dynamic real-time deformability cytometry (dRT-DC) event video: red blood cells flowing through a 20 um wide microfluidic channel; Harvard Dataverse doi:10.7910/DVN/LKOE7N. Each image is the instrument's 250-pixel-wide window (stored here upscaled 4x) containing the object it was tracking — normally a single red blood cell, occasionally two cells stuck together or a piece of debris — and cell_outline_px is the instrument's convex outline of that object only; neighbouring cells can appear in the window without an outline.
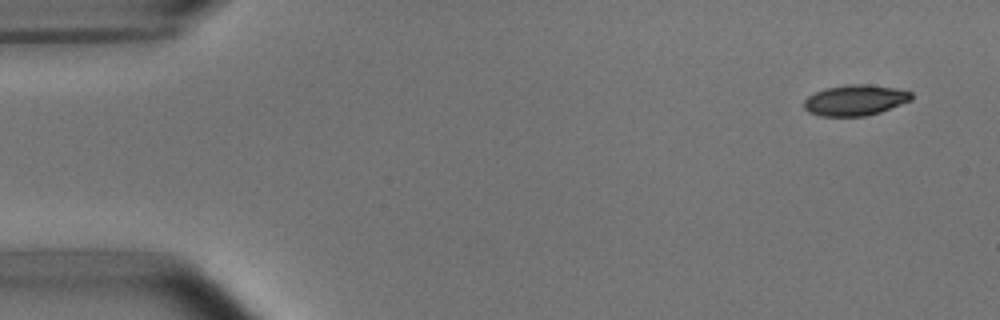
{"species": "common noctule bat (a hibernating species)", "species_latin": "Nyctalus noctula", "temperature_condition": "room temperature", "stored_images_in_passage": 5, "camera_frame_rate_fps": 3000, "um_per_image_px": 0.085, "animal": {"sex": "male", "body_mass_g": 15.6}, "frame": {"image": 1, "passage_image": 1, "time_ms": 0.0, "image_size_px": [1000, 320], "cell_outline_px": [[912, 100], [880, 112], [864, 116], [820, 116], [808, 112], [804, 108], [804, 100], [808, 96], [824, 88], [848, 84], [868, 84], [896, 88], [912, 92]], "centroid_in_image_um": [72.68, 8.51], "position_along_channel_um": 12.3, "area_um2": 19.31}}
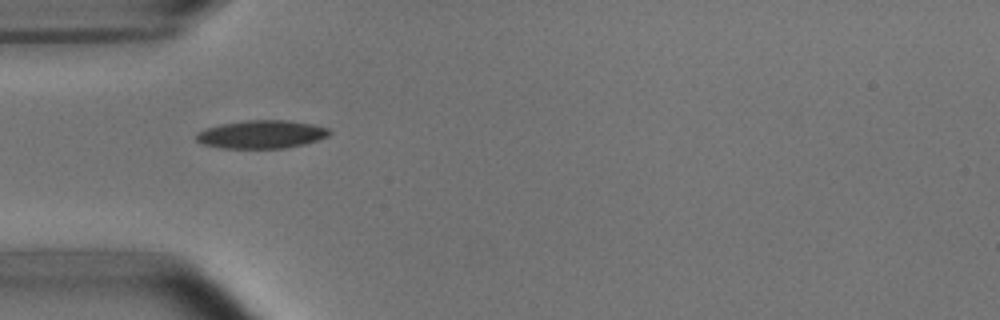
{"frame": {"image": 2, "passage_image": 4, "time_ms": 4.333, "image_size_px": [1000, 320], "cell_outline_px": [[332, 132], [328, 136], [304, 144], [284, 148], [220, 148], [204, 144], [196, 140], [196, 132], [204, 128], [220, 124], [244, 120], [288, 120], [312, 124], [328, 128]], "centroid_in_image_um": [22.2, 11.41], "position_along_channel_um": 62.8, "area_um2": 21.91}}